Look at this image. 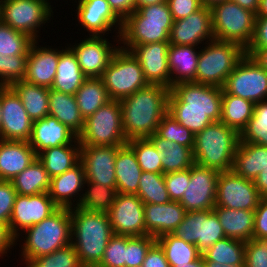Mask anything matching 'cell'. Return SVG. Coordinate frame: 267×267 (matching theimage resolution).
Here are the masks:
<instances>
[{
	"mask_svg": "<svg viewBox=\"0 0 267 267\" xmlns=\"http://www.w3.org/2000/svg\"><path fill=\"white\" fill-rule=\"evenodd\" d=\"M267 167V147L239 142L232 170L248 180H254Z\"/></svg>",
	"mask_w": 267,
	"mask_h": 267,
	"instance_id": "obj_35",
	"label": "cell"
},
{
	"mask_svg": "<svg viewBox=\"0 0 267 267\" xmlns=\"http://www.w3.org/2000/svg\"><path fill=\"white\" fill-rule=\"evenodd\" d=\"M246 55L267 71V49H246Z\"/></svg>",
	"mask_w": 267,
	"mask_h": 267,
	"instance_id": "obj_63",
	"label": "cell"
},
{
	"mask_svg": "<svg viewBox=\"0 0 267 267\" xmlns=\"http://www.w3.org/2000/svg\"><path fill=\"white\" fill-rule=\"evenodd\" d=\"M37 158L50 178L63 174L80 162V144H68L41 151Z\"/></svg>",
	"mask_w": 267,
	"mask_h": 267,
	"instance_id": "obj_37",
	"label": "cell"
},
{
	"mask_svg": "<svg viewBox=\"0 0 267 267\" xmlns=\"http://www.w3.org/2000/svg\"><path fill=\"white\" fill-rule=\"evenodd\" d=\"M50 179L44 165L36 158L25 170L17 174L11 182L17 194L30 196L48 192Z\"/></svg>",
	"mask_w": 267,
	"mask_h": 267,
	"instance_id": "obj_40",
	"label": "cell"
},
{
	"mask_svg": "<svg viewBox=\"0 0 267 267\" xmlns=\"http://www.w3.org/2000/svg\"><path fill=\"white\" fill-rule=\"evenodd\" d=\"M38 43V41H34L29 48L26 75L23 80L30 84L51 88L56 75L60 52L64 48L61 47L60 50L49 45H47L48 47L46 45L41 47Z\"/></svg>",
	"mask_w": 267,
	"mask_h": 267,
	"instance_id": "obj_24",
	"label": "cell"
},
{
	"mask_svg": "<svg viewBox=\"0 0 267 267\" xmlns=\"http://www.w3.org/2000/svg\"><path fill=\"white\" fill-rule=\"evenodd\" d=\"M174 267H205L203 256L201 255L197 260L183 265H175Z\"/></svg>",
	"mask_w": 267,
	"mask_h": 267,
	"instance_id": "obj_66",
	"label": "cell"
},
{
	"mask_svg": "<svg viewBox=\"0 0 267 267\" xmlns=\"http://www.w3.org/2000/svg\"><path fill=\"white\" fill-rule=\"evenodd\" d=\"M253 182L260 196L267 198V167L257 175Z\"/></svg>",
	"mask_w": 267,
	"mask_h": 267,
	"instance_id": "obj_64",
	"label": "cell"
},
{
	"mask_svg": "<svg viewBox=\"0 0 267 267\" xmlns=\"http://www.w3.org/2000/svg\"><path fill=\"white\" fill-rule=\"evenodd\" d=\"M210 9L215 40L235 42L246 50L254 37L256 14L230 0Z\"/></svg>",
	"mask_w": 267,
	"mask_h": 267,
	"instance_id": "obj_7",
	"label": "cell"
},
{
	"mask_svg": "<svg viewBox=\"0 0 267 267\" xmlns=\"http://www.w3.org/2000/svg\"><path fill=\"white\" fill-rule=\"evenodd\" d=\"M80 146H123L127 139L122 126L121 104L111 100L84 119L78 135Z\"/></svg>",
	"mask_w": 267,
	"mask_h": 267,
	"instance_id": "obj_8",
	"label": "cell"
},
{
	"mask_svg": "<svg viewBox=\"0 0 267 267\" xmlns=\"http://www.w3.org/2000/svg\"><path fill=\"white\" fill-rule=\"evenodd\" d=\"M100 78L111 100L120 101L148 85L138 59L121 47Z\"/></svg>",
	"mask_w": 267,
	"mask_h": 267,
	"instance_id": "obj_10",
	"label": "cell"
},
{
	"mask_svg": "<svg viewBox=\"0 0 267 267\" xmlns=\"http://www.w3.org/2000/svg\"><path fill=\"white\" fill-rule=\"evenodd\" d=\"M72 242L83 267H96L114 235L107 212L71 209Z\"/></svg>",
	"mask_w": 267,
	"mask_h": 267,
	"instance_id": "obj_2",
	"label": "cell"
},
{
	"mask_svg": "<svg viewBox=\"0 0 267 267\" xmlns=\"http://www.w3.org/2000/svg\"><path fill=\"white\" fill-rule=\"evenodd\" d=\"M169 41L136 45L131 53L138 59L148 84L163 85L171 89L168 66Z\"/></svg>",
	"mask_w": 267,
	"mask_h": 267,
	"instance_id": "obj_23",
	"label": "cell"
},
{
	"mask_svg": "<svg viewBox=\"0 0 267 267\" xmlns=\"http://www.w3.org/2000/svg\"><path fill=\"white\" fill-rule=\"evenodd\" d=\"M261 198L252 180L233 170L219 173L215 206L254 211Z\"/></svg>",
	"mask_w": 267,
	"mask_h": 267,
	"instance_id": "obj_14",
	"label": "cell"
},
{
	"mask_svg": "<svg viewBox=\"0 0 267 267\" xmlns=\"http://www.w3.org/2000/svg\"><path fill=\"white\" fill-rule=\"evenodd\" d=\"M173 21L187 17L203 7L200 0H167Z\"/></svg>",
	"mask_w": 267,
	"mask_h": 267,
	"instance_id": "obj_57",
	"label": "cell"
},
{
	"mask_svg": "<svg viewBox=\"0 0 267 267\" xmlns=\"http://www.w3.org/2000/svg\"><path fill=\"white\" fill-rule=\"evenodd\" d=\"M127 144L134 150L142 171L163 173L161 159L164 156L147 138L132 139Z\"/></svg>",
	"mask_w": 267,
	"mask_h": 267,
	"instance_id": "obj_47",
	"label": "cell"
},
{
	"mask_svg": "<svg viewBox=\"0 0 267 267\" xmlns=\"http://www.w3.org/2000/svg\"><path fill=\"white\" fill-rule=\"evenodd\" d=\"M16 196L12 182L0 180V223L9 226Z\"/></svg>",
	"mask_w": 267,
	"mask_h": 267,
	"instance_id": "obj_56",
	"label": "cell"
},
{
	"mask_svg": "<svg viewBox=\"0 0 267 267\" xmlns=\"http://www.w3.org/2000/svg\"><path fill=\"white\" fill-rule=\"evenodd\" d=\"M172 25L167 2L139 7L122 21L120 47L131 51L136 45L169 41Z\"/></svg>",
	"mask_w": 267,
	"mask_h": 267,
	"instance_id": "obj_4",
	"label": "cell"
},
{
	"mask_svg": "<svg viewBox=\"0 0 267 267\" xmlns=\"http://www.w3.org/2000/svg\"><path fill=\"white\" fill-rule=\"evenodd\" d=\"M222 89L254 104L267 100V71L245 54L228 75Z\"/></svg>",
	"mask_w": 267,
	"mask_h": 267,
	"instance_id": "obj_12",
	"label": "cell"
},
{
	"mask_svg": "<svg viewBox=\"0 0 267 267\" xmlns=\"http://www.w3.org/2000/svg\"><path fill=\"white\" fill-rule=\"evenodd\" d=\"M85 180L84 167L79 162L63 174L50 179L48 194L59 208L72 209L78 207L83 196Z\"/></svg>",
	"mask_w": 267,
	"mask_h": 267,
	"instance_id": "obj_25",
	"label": "cell"
},
{
	"mask_svg": "<svg viewBox=\"0 0 267 267\" xmlns=\"http://www.w3.org/2000/svg\"><path fill=\"white\" fill-rule=\"evenodd\" d=\"M172 234L179 239L195 244L201 254L218 240L226 237L213 209L186 212L182 222Z\"/></svg>",
	"mask_w": 267,
	"mask_h": 267,
	"instance_id": "obj_13",
	"label": "cell"
},
{
	"mask_svg": "<svg viewBox=\"0 0 267 267\" xmlns=\"http://www.w3.org/2000/svg\"><path fill=\"white\" fill-rule=\"evenodd\" d=\"M240 142L267 147V100L254 104L253 116L241 132Z\"/></svg>",
	"mask_w": 267,
	"mask_h": 267,
	"instance_id": "obj_45",
	"label": "cell"
},
{
	"mask_svg": "<svg viewBox=\"0 0 267 267\" xmlns=\"http://www.w3.org/2000/svg\"><path fill=\"white\" fill-rule=\"evenodd\" d=\"M246 50L235 42L212 40L200 48L196 83L223 87L228 75L245 56Z\"/></svg>",
	"mask_w": 267,
	"mask_h": 267,
	"instance_id": "obj_6",
	"label": "cell"
},
{
	"mask_svg": "<svg viewBox=\"0 0 267 267\" xmlns=\"http://www.w3.org/2000/svg\"><path fill=\"white\" fill-rule=\"evenodd\" d=\"M137 196L143 203H169L171 200L164 182V174L143 171L139 179Z\"/></svg>",
	"mask_w": 267,
	"mask_h": 267,
	"instance_id": "obj_44",
	"label": "cell"
},
{
	"mask_svg": "<svg viewBox=\"0 0 267 267\" xmlns=\"http://www.w3.org/2000/svg\"><path fill=\"white\" fill-rule=\"evenodd\" d=\"M254 230L252 238L267 237V198H261L258 207L254 210Z\"/></svg>",
	"mask_w": 267,
	"mask_h": 267,
	"instance_id": "obj_58",
	"label": "cell"
},
{
	"mask_svg": "<svg viewBox=\"0 0 267 267\" xmlns=\"http://www.w3.org/2000/svg\"><path fill=\"white\" fill-rule=\"evenodd\" d=\"M213 211L217 214L226 237L243 242L252 239L255 220L254 211L228 209L220 206H215Z\"/></svg>",
	"mask_w": 267,
	"mask_h": 267,
	"instance_id": "obj_31",
	"label": "cell"
},
{
	"mask_svg": "<svg viewBox=\"0 0 267 267\" xmlns=\"http://www.w3.org/2000/svg\"><path fill=\"white\" fill-rule=\"evenodd\" d=\"M114 168L117 192L137 195L139 179L143 171L134 150L128 144L118 147Z\"/></svg>",
	"mask_w": 267,
	"mask_h": 267,
	"instance_id": "obj_30",
	"label": "cell"
},
{
	"mask_svg": "<svg viewBox=\"0 0 267 267\" xmlns=\"http://www.w3.org/2000/svg\"><path fill=\"white\" fill-rule=\"evenodd\" d=\"M254 103L250 100L227 94L222 91L221 122L236 130L239 134L246 128L253 116Z\"/></svg>",
	"mask_w": 267,
	"mask_h": 267,
	"instance_id": "obj_38",
	"label": "cell"
},
{
	"mask_svg": "<svg viewBox=\"0 0 267 267\" xmlns=\"http://www.w3.org/2000/svg\"><path fill=\"white\" fill-rule=\"evenodd\" d=\"M15 245V246H14ZM16 247V238L11 234L9 226L0 223V258L4 259L11 249Z\"/></svg>",
	"mask_w": 267,
	"mask_h": 267,
	"instance_id": "obj_62",
	"label": "cell"
},
{
	"mask_svg": "<svg viewBox=\"0 0 267 267\" xmlns=\"http://www.w3.org/2000/svg\"><path fill=\"white\" fill-rule=\"evenodd\" d=\"M87 77L80 69L73 51L67 46L60 52L56 75L51 89L74 95Z\"/></svg>",
	"mask_w": 267,
	"mask_h": 267,
	"instance_id": "obj_33",
	"label": "cell"
},
{
	"mask_svg": "<svg viewBox=\"0 0 267 267\" xmlns=\"http://www.w3.org/2000/svg\"><path fill=\"white\" fill-rule=\"evenodd\" d=\"M4 86L0 83V90L3 88Z\"/></svg>",
	"mask_w": 267,
	"mask_h": 267,
	"instance_id": "obj_73",
	"label": "cell"
},
{
	"mask_svg": "<svg viewBox=\"0 0 267 267\" xmlns=\"http://www.w3.org/2000/svg\"><path fill=\"white\" fill-rule=\"evenodd\" d=\"M156 242L163 249L170 267L193 262L201 256L195 244L179 239L173 234L162 235Z\"/></svg>",
	"mask_w": 267,
	"mask_h": 267,
	"instance_id": "obj_42",
	"label": "cell"
},
{
	"mask_svg": "<svg viewBox=\"0 0 267 267\" xmlns=\"http://www.w3.org/2000/svg\"><path fill=\"white\" fill-rule=\"evenodd\" d=\"M34 40L0 21V55H28Z\"/></svg>",
	"mask_w": 267,
	"mask_h": 267,
	"instance_id": "obj_46",
	"label": "cell"
},
{
	"mask_svg": "<svg viewBox=\"0 0 267 267\" xmlns=\"http://www.w3.org/2000/svg\"><path fill=\"white\" fill-rule=\"evenodd\" d=\"M256 17H267V0H260V6Z\"/></svg>",
	"mask_w": 267,
	"mask_h": 267,
	"instance_id": "obj_68",
	"label": "cell"
},
{
	"mask_svg": "<svg viewBox=\"0 0 267 267\" xmlns=\"http://www.w3.org/2000/svg\"><path fill=\"white\" fill-rule=\"evenodd\" d=\"M74 1V0H72ZM78 1V2H77ZM75 0V13L78 24L89 36H106L113 30L116 37L113 41L120 45L122 20L110 8L107 0ZM115 27V28H114ZM112 29V30H111ZM110 31V32H109ZM116 40V41H115Z\"/></svg>",
	"mask_w": 267,
	"mask_h": 267,
	"instance_id": "obj_15",
	"label": "cell"
},
{
	"mask_svg": "<svg viewBox=\"0 0 267 267\" xmlns=\"http://www.w3.org/2000/svg\"><path fill=\"white\" fill-rule=\"evenodd\" d=\"M168 113L194 135L213 123L212 111L168 110Z\"/></svg>",
	"mask_w": 267,
	"mask_h": 267,
	"instance_id": "obj_51",
	"label": "cell"
},
{
	"mask_svg": "<svg viewBox=\"0 0 267 267\" xmlns=\"http://www.w3.org/2000/svg\"><path fill=\"white\" fill-rule=\"evenodd\" d=\"M22 233L16 238V245H18V241H24L22 245H19V247L21 246L20 258L22 260L20 262L27 265L32 259L50 254L71 244V209L58 208L40 223L28 227Z\"/></svg>",
	"mask_w": 267,
	"mask_h": 267,
	"instance_id": "obj_3",
	"label": "cell"
},
{
	"mask_svg": "<svg viewBox=\"0 0 267 267\" xmlns=\"http://www.w3.org/2000/svg\"><path fill=\"white\" fill-rule=\"evenodd\" d=\"M214 39L211 9L203 6L187 17L173 21L169 43L198 46Z\"/></svg>",
	"mask_w": 267,
	"mask_h": 267,
	"instance_id": "obj_21",
	"label": "cell"
},
{
	"mask_svg": "<svg viewBox=\"0 0 267 267\" xmlns=\"http://www.w3.org/2000/svg\"><path fill=\"white\" fill-rule=\"evenodd\" d=\"M28 142L36 155L45 149L60 145L80 144L78 136L73 131L50 115L33 121L32 134Z\"/></svg>",
	"mask_w": 267,
	"mask_h": 267,
	"instance_id": "obj_26",
	"label": "cell"
},
{
	"mask_svg": "<svg viewBox=\"0 0 267 267\" xmlns=\"http://www.w3.org/2000/svg\"><path fill=\"white\" fill-rule=\"evenodd\" d=\"M51 3L47 0H0V21L41 42L40 28L54 20L56 7Z\"/></svg>",
	"mask_w": 267,
	"mask_h": 267,
	"instance_id": "obj_9",
	"label": "cell"
},
{
	"mask_svg": "<svg viewBox=\"0 0 267 267\" xmlns=\"http://www.w3.org/2000/svg\"><path fill=\"white\" fill-rule=\"evenodd\" d=\"M205 267H245V265H226L220 264L217 261H204Z\"/></svg>",
	"mask_w": 267,
	"mask_h": 267,
	"instance_id": "obj_69",
	"label": "cell"
},
{
	"mask_svg": "<svg viewBox=\"0 0 267 267\" xmlns=\"http://www.w3.org/2000/svg\"><path fill=\"white\" fill-rule=\"evenodd\" d=\"M186 211L178 201L163 204L144 203L146 235L157 239L172 234L182 222Z\"/></svg>",
	"mask_w": 267,
	"mask_h": 267,
	"instance_id": "obj_27",
	"label": "cell"
},
{
	"mask_svg": "<svg viewBox=\"0 0 267 267\" xmlns=\"http://www.w3.org/2000/svg\"><path fill=\"white\" fill-rule=\"evenodd\" d=\"M236 2L242 8L250 10L257 14L260 6V0H230Z\"/></svg>",
	"mask_w": 267,
	"mask_h": 267,
	"instance_id": "obj_65",
	"label": "cell"
},
{
	"mask_svg": "<svg viewBox=\"0 0 267 267\" xmlns=\"http://www.w3.org/2000/svg\"><path fill=\"white\" fill-rule=\"evenodd\" d=\"M167 2V0H135L136 3V9L143 6H148L152 4H158V3H164Z\"/></svg>",
	"mask_w": 267,
	"mask_h": 267,
	"instance_id": "obj_67",
	"label": "cell"
},
{
	"mask_svg": "<svg viewBox=\"0 0 267 267\" xmlns=\"http://www.w3.org/2000/svg\"><path fill=\"white\" fill-rule=\"evenodd\" d=\"M200 47L169 45L168 66L171 72V88L181 82H195Z\"/></svg>",
	"mask_w": 267,
	"mask_h": 267,
	"instance_id": "obj_29",
	"label": "cell"
},
{
	"mask_svg": "<svg viewBox=\"0 0 267 267\" xmlns=\"http://www.w3.org/2000/svg\"><path fill=\"white\" fill-rule=\"evenodd\" d=\"M28 55L4 56L1 61V84L10 86L13 82L23 80L26 75Z\"/></svg>",
	"mask_w": 267,
	"mask_h": 267,
	"instance_id": "obj_53",
	"label": "cell"
},
{
	"mask_svg": "<svg viewBox=\"0 0 267 267\" xmlns=\"http://www.w3.org/2000/svg\"><path fill=\"white\" fill-rule=\"evenodd\" d=\"M36 158L28 141L0 139V180L11 181Z\"/></svg>",
	"mask_w": 267,
	"mask_h": 267,
	"instance_id": "obj_28",
	"label": "cell"
},
{
	"mask_svg": "<svg viewBox=\"0 0 267 267\" xmlns=\"http://www.w3.org/2000/svg\"><path fill=\"white\" fill-rule=\"evenodd\" d=\"M142 267H170L163 249L157 242L147 251Z\"/></svg>",
	"mask_w": 267,
	"mask_h": 267,
	"instance_id": "obj_59",
	"label": "cell"
},
{
	"mask_svg": "<svg viewBox=\"0 0 267 267\" xmlns=\"http://www.w3.org/2000/svg\"><path fill=\"white\" fill-rule=\"evenodd\" d=\"M10 87L20 97L32 121L43 119L49 115V88L30 84L24 80L13 82Z\"/></svg>",
	"mask_w": 267,
	"mask_h": 267,
	"instance_id": "obj_36",
	"label": "cell"
},
{
	"mask_svg": "<svg viewBox=\"0 0 267 267\" xmlns=\"http://www.w3.org/2000/svg\"><path fill=\"white\" fill-rule=\"evenodd\" d=\"M221 87L181 82L172 86L168 96V110L212 111V121L221 120Z\"/></svg>",
	"mask_w": 267,
	"mask_h": 267,
	"instance_id": "obj_11",
	"label": "cell"
},
{
	"mask_svg": "<svg viewBox=\"0 0 267 267\" xmlns=\"http://www.w3.org/2000/svg\"><path fill=\"white\" fill-rule=\"evenodd\" d=\"M245 267H267V237L245 242Z\"/></svg>",
	"mask_w": 267,
	"mask_h": 267,
	"instance_id": "obj_54",
	"label": "cell"
},
{
	"mask_svg": "<svg viewBox=\"0 0 267 267\" xmlns=\"http://www.w3.org/2000/svg\"><path fill=\"white\" fill-rule=\"evenodd\" d=\"M127 236L114 234L96 267H126Z\"/></svg>",
	"mask_w": 267,
	"mask_h": 267,
	"instance_id": "obj_50",
	"label": "cell"
},
{
	"mask_svg": "<svg viewBox=\"0 0 267 267\" xmlns=\"http://www.w3.org/2000/svg\"><path fill=\"white\" fill-rule=\"evenodd\" d=\"M25 267V266H24ZM26 267H83L72 244L32 259Z\"/></svg>",
	"mask_w": 267,
	"mask_h": 267,
	"instance_id": "obj_49",
	"label": "cell"
},
{
	"mask_svg": "<svg viewBox=\"0 0 267 267\" xmlns=\"http://www.w3.org/2000/svg\"><path fill=\"white\" fill-rule=\"evenodd\" d=\"M1 120H2V108H1V103H0V125H1Z\"/></svg>",
	"mask_w": 267,
	"mask_h": 267,
	"instance_id": "obj_72",
	"label": "cell"
},
{
	"mask_svg": "<svg viewBox=\"0 0 267 267\" xmlns=\"http://www.w3.org/2000/svg\"><path fill=\"white\" fill-rule=\"evenodd\" d=\"M247 49H267V17H256L254 37Z\"/></svg>",
	"mask_w": 267,
	"mask_h": 267,
	"instance_id": "obj_60",
	"label": "cell"
},
{
	"mask_svg": "<svg viewBox=\"0 0 267 267\" xmlns=\"http://www.w3.org/2000/svg\"><path fill=\"white\" fill-rule=\"evenodd\" d=\"M200 1L203 6L211 8L213 5L227 1V0H200Z\"/></svg>",
	"mask_w": 267,
	"mask_h": 267,
	"instance_id": "obj_70",
	"label": "cell"
},
{
	"mask_svg": "<svg viewBox=\"0 0 267 267\" xmlns=\"http://www.w3.org/2000/svg\"><path fill=\"white\" fill-rule=\"evenodd\" d=\"M113 12L123 21L136 10L135 0H107Z\"/></svg>",
	"mask_w": 267,
	"mask_h": 267,
	"instance_id": "obj_61",
	"label": "cell"
},
{
	"mask_svg": "<svg viewBox=\"0 0 267 267\" xmlns=\"http://www.w3.org/2000/svg\"><path fill=\"white\" fill-rule=\"evenodd\" d=\"M219 171L194 163L190 182L179 203L185 211H204L215 207Z\"/></svg>",
	"mask_w": 267,
	"mask_h": 267,
	"instance_id": "obj_16",
	"label": "cell"
},
{
	"mask_svg": "<svg viewBox=\"0 0 267 267\" xmlns=\"http://www.w3.org/2000/svg\"><path fill=\"white\" fill-rule=\"evenodd\" d=\"M240 134L223 122H213L195 135V163L219 172L232 170Z\"/></svg>",
	"mask_w": 267,
	"mask_h": 267,
	"instance_id": "obj_5",
	"label": "cell"
},
{
	"mask_svg": "<svg viewBox=\"0 0 267 267\" xmlns=\"http://www.w3.org/2000/svg\"><path fill=\"white\" fill-rule=\"evenodd\" d=\"M155 133L161 138L176 142L188 148H194L195 135L181 125L168 112L161 119Z\"/></svg>",
	"mask_w": 267,
	"mask_h": 267,
	"instance_id": "obj_48",
	"label": "cell"
},
{
	"mask_svg": "<svg viewBox=\"0 0 267 267\" xmlns=\"http://www.w3.org/2000/svg\"><path fill=\"white\" fill-rule=\"evenodd\" d=\"M2 55H0V83H1V61H2Z\"/></svg>",
	"mask_w": 267,
	"mask_h": 267,
	"instance_id": "obj_71",
	"label": "cell"
},
{
	"mask_svg": "<svg viewBox=\"0 0 267 267\" xmlns=\"http://www.w3.org/2000/svg\"><path fill=\"white\" fill-rule=\"evenodd\" d=\"M49 115L66 125L77 136L84 128V118L79 111L75 95L49 88Z\"/></svg>",
	"mask_w": 267,
	"mask_h": 267,
	"instance_id": "obj_34",
	"label": "cell"
},
{
	"mask_svg": "<svg viewBox=\"0 0 267 267\" xmlns=\"http://www.w3.org/2000/svg\"><path fill=\"white\" fill-rule=\"evenodd\" d=\"M79 43H67L75 54L80 69L87 78H100L120 45L110 43L105 36H85Z\"/></svg>",
	"mask_w": 267,
	"mask_h": 267,
	"instance_id": "obj_17",
	"label": "cell"
},
{
	"mask_svg": "<svg viewBox=\"0 0 267 267\" xmlns=\"http://www.w3.org/2000/svg\"><path fill=\"white\" fill-rule=\"evenodd\" d=\"M119 146H80L85 181L116 187L115 160Z\"/></svg>",
	"mask_w": 267,
	"mask_h": 267,
	"instance_id": "obj_22",
	"label": "cell"
},
{
	"mask_svg": "<svg viewBox=\"0 0 267 267\" xmlns=\"http://www.w3.org/2000/svg\"><path fill=\"white\" fill-rule=\"evenodd\" d=\"M107 214L114 234L146 235L144 203L137 195L118 193Z\"/></svg>",
	"mask_w": 267,
	"mask_h": 267,
	"instance_id": "obj_19",
	"label": "cell"
},
{
	"mask_svg": "<svg viewBox=\"0 0 267 267\" xmlns=\"http://www.w3.org/2000/svg\"><path fill=\"white\" fill-rule=\"evenodd\" d=\"M204 261L226 265H244L245 242L225 237L201 254Z\"/></svg>",
	"mask_w": 267,
	"mask_h": 267,
	"instance_id": "obj_41",
	"label": "cell"
},
{
	"mask_svg": "<svg viewBox=\"0 0 267 267\" xmlns=\"http://www.w3.org/2000/svg\"><path fill=\"white\" fill-rule=\"evenodd\" d=\"M155 242L150 235L127 236L126 267H142L147 251Z\"/></svg>",
	"mask_w": 267,
	"mask_h": 267,
	"instance_id": "obj_52",
	"label": "cell"
},
{
	"mask_svg": "<svg viewBox=\"0 0 267 267\" xmlns=\"http://www.w3.org/2000/svg\"><path fill=\"white\" fill-rule=\"evenodd\" d=\"M0 103L2 108L0 139L29 141L33 121L26 112L20 97L10 86H4L0 90Z\"/></svg>",
	"mask_w": 267,
	"mask_h": 267,
	"instance_id": "obj_18",
	"label": "cell"
},
{
	"mask_svg": "<svg viewBox=\"0 0 267 267\" xmlns=\"http://www.w3.org/2000/svg\"><path fill=\"white\" fill-rule=\"evenodd\" d=\"M147 139L164 156L161 159L163 174L189 169L195 163L193 148L161 138L156 133Z\"/></svg>",
	"mask_w": 267,
	"mask_h": 267,
	"instance_id": "obj_32",
	"label": "cell"
},
{
	"mask_svg": "<svg viewBox=\"0 0 267 267\" xmlns=\"http://www.w3.org/2000/svg\"><path fill=\"white\" fill-rule=\"evenodd\" d=\"M169 92L170 89L163 85L148 84L120 100L127 141L155 134L161 119L168 112Z\"/></svg>",
	"mask_w": 267,
	"mask_h": 267,
	"instance_id": "obj_1",
	"label": "cell"
},
{
	"mask_svg": "<svg viewBox=\"0 0 267 267\" xmlns=\"http://www.w3.org/2000/svg\"><path fill=\"white\" fill-rule=\"evenodd\" d=\"M84 193L80 204L81 209L108 212L118 194L117 187H107L90 181H85Z\"/></svg>",
	"mask_w": 267,
	"mask_h": 267,
	"instance_id": "obj_43",
	"label": "cell"
},
{
	"mask_svg": "<svg viewBox=\"0 0 267 267\" xmlns=\"http://www.w3.org/2000/svg\"><path fill=\"white\" fill-rule=\"evenodd\" d=\"M164 182L171 201H180L190 182V168L164 174Z\"/></svg>",
	"mask_w": 267,
	"mask_h": 267,
	"instance_id": "obj_55",
	"label": "cell"
},
{
	"mask_svg": "<svg viewBox=\"0 0 267 267\" xmlns=\"http://www.w3.org/2000/svg\"><path fill=\"white\" fill-rule=\"evenodd\" d=\"M74 95L84 119L111 101L101 78H86Z\"/></svg>",
	"mask_w": 267,
	"mask_h": 267,
	"instance_id": "obj_39",
	"label": "cell"
},
{
	"mask_svg": "<svg viewBox=\"0 0 267 267\" xmlns=\"http://www.w3.org/2000/svg\"><path fill=\"white\" fill-rule=\"evenodd\" d=\"M58 208L48 192L30 196L17 194L10 217L9 230L17 238L25 229L40 223Z\"/></svg>",
	"mask_w": 267,
	"mask_h": 267,
	"instance_id": "obj_20",
	"label": "cell"
}]
</instances>
